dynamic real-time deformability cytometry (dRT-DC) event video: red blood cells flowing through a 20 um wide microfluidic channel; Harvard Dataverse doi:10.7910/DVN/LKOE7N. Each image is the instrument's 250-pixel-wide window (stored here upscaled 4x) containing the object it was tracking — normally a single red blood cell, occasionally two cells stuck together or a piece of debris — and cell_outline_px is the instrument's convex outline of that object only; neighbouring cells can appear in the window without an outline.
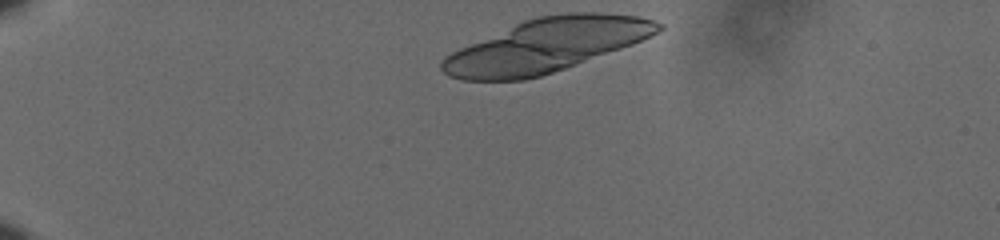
{"species": "human", "species_latin": "Homo sapiens", "temperature_condition": "cold", "stored_images_in_passage": 12, "camera_frame_rate_fps": 3000, "um_per_image_px": 0.085, "donor": {"sex": "male"}, "frame": {"image": 1, "passage_image": 1, "time_ms": 0.0, "image_size_px": [1000, 240], "cell_outline_px": [[664, 28], [632, 44], [564, 68], [540, 76], [524, 80], [460, 80], [448, 76], [440, 68], [440, 64], [444, 56], [460, 48], [524, 20], [536, 16], [568, 12], [600, 12], [640, 16], [664, 24]], "centroid_in_image_um": [46.41, 3.85], "position_along_channel_um": 38.6, "area_um2": 66.7}}